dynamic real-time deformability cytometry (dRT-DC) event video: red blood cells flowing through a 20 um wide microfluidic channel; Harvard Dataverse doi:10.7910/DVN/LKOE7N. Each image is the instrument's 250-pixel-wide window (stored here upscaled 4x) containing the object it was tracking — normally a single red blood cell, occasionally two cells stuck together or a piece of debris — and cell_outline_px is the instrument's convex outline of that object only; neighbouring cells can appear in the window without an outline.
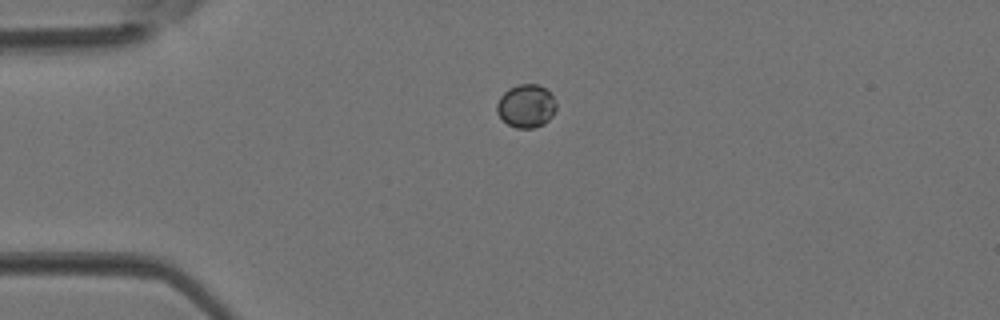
{"species": "Egyptian fruit bat (a non-hibernating species)", "species_latin": "Rousettus aegyptiacus", "temperature_condition": "room temperature", "stored_images_in_passage": 2, "camera_frame_rate_fps": 3000, "um_per_image_px": 0.085, "animal": {"sex": "female"}, "frame": {"image": 1, "passage_image": 1, "time_ms": 0.0, "image_size_px": [1000, 320], "cell_outline_px": [[556, 108], [552, 116], [544, 124], [532, 128], [516, 128], [508, 124], [496, 112], [496, 104], [500, 96], [508, 88], [516, 84], [536, 84], [544, 88], [552, 96], [556, 104]], "centroid_in_image_um": [44.7, 9.01], "position_along_channel_um": 40.3, "area_um2": 14.91}}